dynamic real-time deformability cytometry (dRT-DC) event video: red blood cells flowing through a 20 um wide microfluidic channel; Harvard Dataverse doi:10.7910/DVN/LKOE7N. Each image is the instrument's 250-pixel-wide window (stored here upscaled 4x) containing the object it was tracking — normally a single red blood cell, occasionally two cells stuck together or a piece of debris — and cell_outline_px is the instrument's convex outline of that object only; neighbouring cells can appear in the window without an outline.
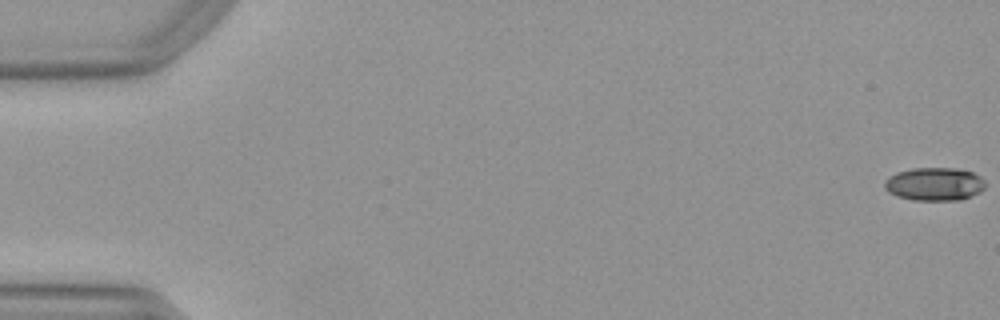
{"species": "Egyptian fruit bat (a non-hibernating species)", "species_latin": "Rousettus aegyptiacus", "temperature_condition": "warm", "stored_images_in_passage": 13, "camera_frame_rate_fps": 3000, "um_per_image_px": 0.085, "animal": {"sex": "female"}, "frame": {"image": 1, "passage_image": 1, "time_ms": 0.0, "image_size_px": [1000, 320], "cell_outline_px": [[984, 188], [980, 192], [960, 200], [912, 200], [896, 196], [888, 192], [884, 188], [884, 180], [888, 176], [896, 172], [912, 168], [956, 168], [972, 172], [980, 176], [984, 180]], "centroid_in_image_um": [79.39, 15.64], "position_along_channel_um": 5.6, "area_um2": 19.65}}